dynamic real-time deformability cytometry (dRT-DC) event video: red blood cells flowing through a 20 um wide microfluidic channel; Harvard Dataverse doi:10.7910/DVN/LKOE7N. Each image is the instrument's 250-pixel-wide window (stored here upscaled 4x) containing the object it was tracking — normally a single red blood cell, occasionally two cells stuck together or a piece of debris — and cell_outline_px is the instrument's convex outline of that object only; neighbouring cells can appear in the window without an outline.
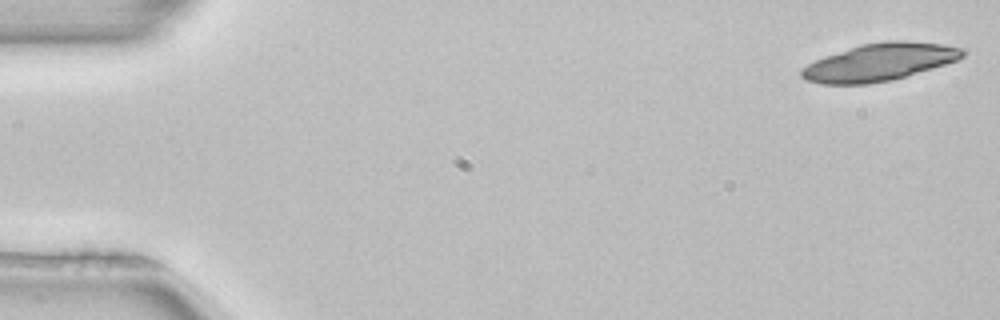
{"species": "common noctule bat (a hibernating species)", "species_latin": "Nyctalus noctula", "temperature_condition": "room temperature", "stored_images_in_passage": 19, "camera_frame_rate_fps": 3000, "um_per_image_px": 0.085, "animal": {"sex": "female", "body_mass_g": 22.7, "forearm_length_mm": 54.2}, "frame": {"image": 1, "passage_image": 1, "time_ms": 0.0, "image_size_px": [1000, 320], "cell_outline_px": [[968, 52], [964, 56], [956, 60], [944, 64], [892, 80], [868, 84], [820, 84], [804, 80], [800, 76], [800, 68], [816, 60], [864, 44], [884, 40], [904, 40], [940, 44], [968, 48]], "centroid_in_image_um": [74.78, 5.29], "position_along_channel_um": 10.2, "area_um2": 34.91}}